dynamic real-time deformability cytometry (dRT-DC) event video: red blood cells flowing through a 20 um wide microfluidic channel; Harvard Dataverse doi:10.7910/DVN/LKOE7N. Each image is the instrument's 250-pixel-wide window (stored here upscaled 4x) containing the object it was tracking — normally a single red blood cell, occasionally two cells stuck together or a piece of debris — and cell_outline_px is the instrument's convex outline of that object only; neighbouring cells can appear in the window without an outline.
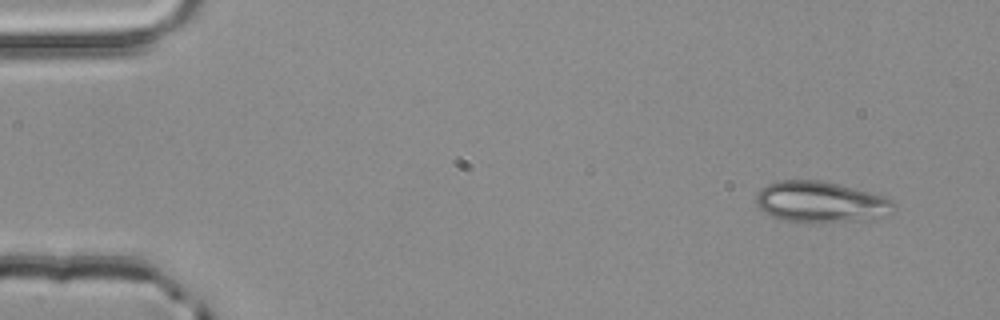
{"species": "common noctule bat (a hibernating species)", "species_latin": "Nyctalus noctula", "temperature_condition": "room temperature", "stored_images_in_passage": 4, "camera_frame_rate_fps": 3000, "um_per_image_px": 0.085, "animal": {"sex": "male", "body_mass_g": 20.4}, "frame": {"image": 1, "passage_image": 1, "time_ms": 0.0, "image_size_px": [1000, 320], "cell_outline_px": [[896, 204], [884, 216], [868, 220], [808, 224], [776, 220], [764, 212], [756, 204], [756, 192], [760, 188], [776, 180], [820, 180], [840, 184], [884, 196], [892, 200]], "centroid_in_image_um": [69.69, 17.19], "position_along_channel_um": 15.3, "area_um2": 33.76}}